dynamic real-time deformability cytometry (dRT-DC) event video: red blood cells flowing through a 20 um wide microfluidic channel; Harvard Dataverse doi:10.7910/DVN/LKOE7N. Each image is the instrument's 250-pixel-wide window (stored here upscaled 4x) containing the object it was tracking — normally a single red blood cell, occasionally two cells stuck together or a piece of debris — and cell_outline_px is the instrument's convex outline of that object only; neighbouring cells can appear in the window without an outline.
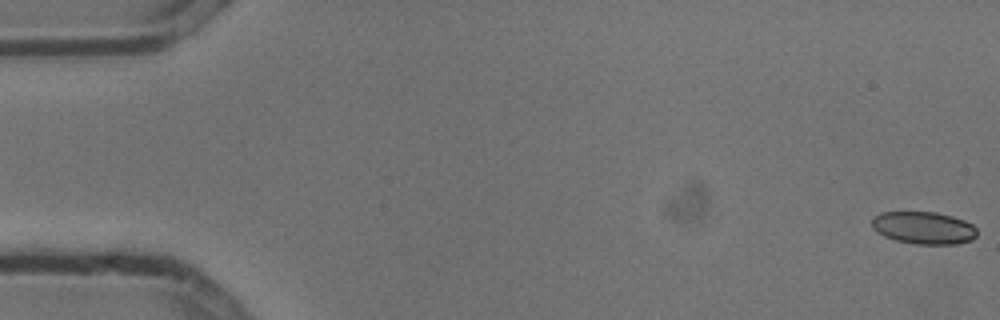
{"species": "common noctule bat (a hibernating species)", "species_latin": "Nyctalus noctula", "temperature_condition": "cold", "stored_images_in_passage": 8, "camera_frame_rate_fps": 3000, "um_per_image_px": 0.085, "animal": {"sex": "male", "body_mass_g": 13.3}, "frame": {"image": 1, "passage_image": 1, "time_ms": 0.0, "image_size_px": [1000, 320], "cell_outline_px": [[976, 236], [972, 240], [956, 244], [916, 244], [896, 240], [884, 236], [876, 232], [872, 228], [872, 220], [880, 212], [936, 212], [952, 216], [964, 220], [972, 224], [976, 228]], "centroid_in_image_um": [78.51, 19.37], "position_along_channel_um": 6.5, "area_um2": 19.88}}
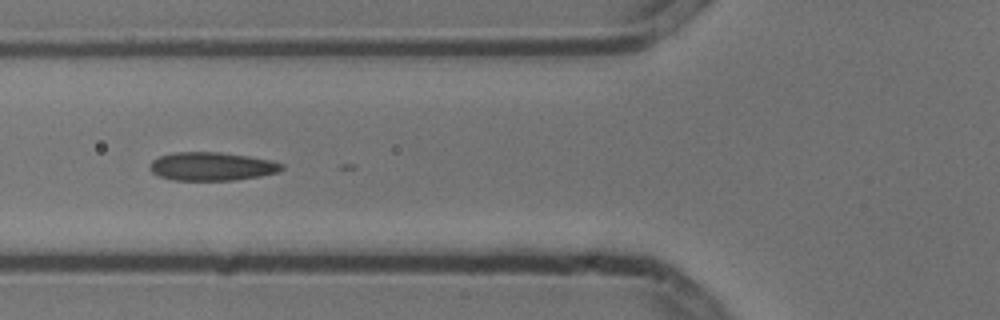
{"frame": {"image": 2, "passage_image": 6, "time_ms": 1.667, "image_size_px": [1000, 320], "cell_outline_px": [[284, 168], [280, 172], [260, 176], [232, 180], [172, 180], [160, 176], [152, 172], [148, 168], [148, 164], [152, 160], [160, 156], [176, 152], [220, 152], [248, 156], [272, 160], [284, 164]], "centroid_in_image_um": [18.01, 14.14], "position_along_channel_um": 107.8, "area_um2": 21.96}}
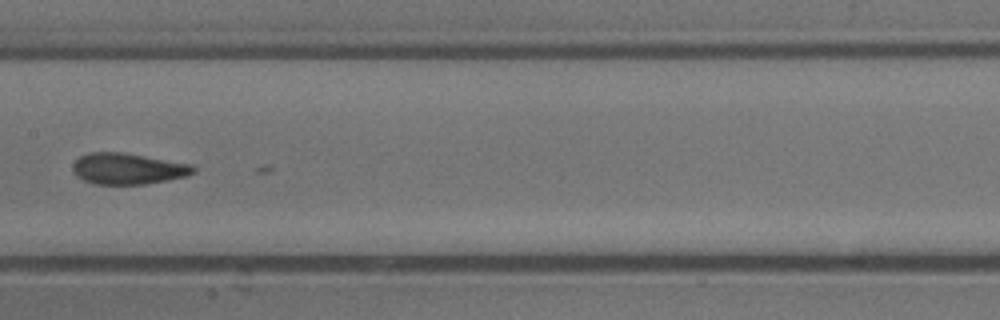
{"frame": {"image": 3, "passage_image": 8, "time_ms": 2.333, "image_size_px": [1000, 320], "cell_outline_px": [[196, 172], [188, 176], [168, 180], [144, 184], [96, 184], [84, 180], [72, 168], [76, 160], [80, 156], [88, 152], [124, 152], [192, 164], [196, 168]], "centroid_in_image_um": [10.94, 14.33], "position_along_channel_um": 196.5, "area_um2": 21.85}}